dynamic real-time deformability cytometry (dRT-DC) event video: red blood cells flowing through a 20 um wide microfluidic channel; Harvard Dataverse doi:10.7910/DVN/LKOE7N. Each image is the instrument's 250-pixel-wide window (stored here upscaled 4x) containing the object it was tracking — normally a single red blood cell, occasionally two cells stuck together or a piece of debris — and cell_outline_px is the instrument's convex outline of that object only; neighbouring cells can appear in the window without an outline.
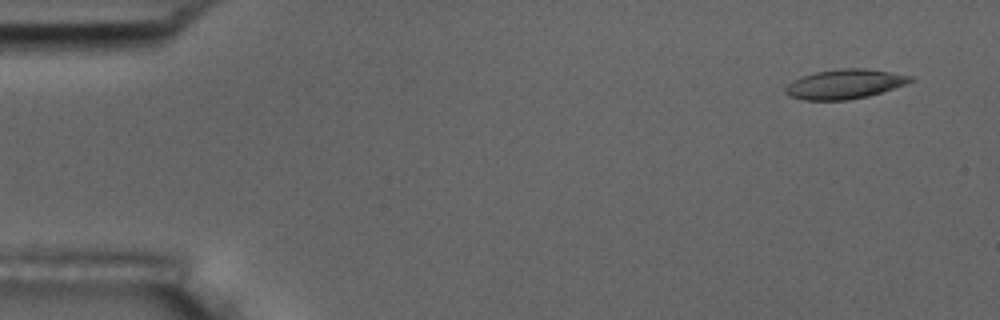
{"species": "common noctule bat (a hibernating species)", "species_latin": "Nyctalus noctula", "temperature_condition": "room temperature", "stored_images_in_passage": 6, "camera_frame_rate_fps": 3000, "um_per_image_px": 0.085, "animal": {"sex": "male", "body_mass_g": 17.5, "forearm_length_mm": 52.3}, "frame": {"image": 1, "passage_image": 1, "time_ms": 0.0, "image_size_px": [1000, 320], "cell_outline_px": [[916, 80], [868, 96], [848, 100], [804, 100], [788, 96], [784, 92], [784, 88], [792, 80], [800, 76], [816, 72], [840, 68], [868, 68], [912, 76]], "centroid_in_image_um": [71.75, 7.14], "position_along_channel_um": 13.3, "area_um2": 21.56}}
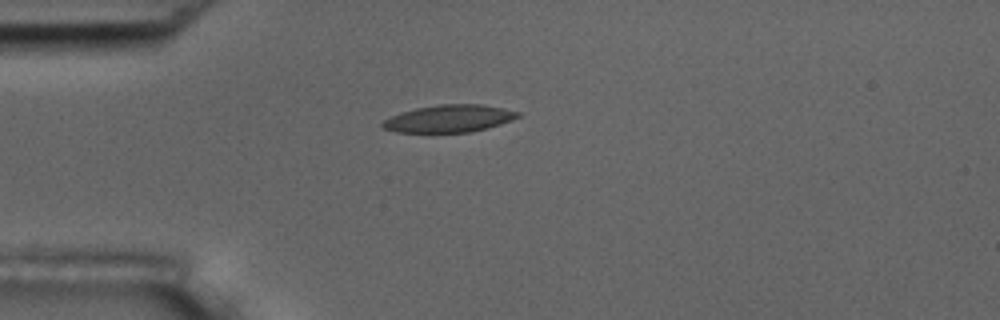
{"frame": {"image": 2, "passage_image": 4, "time_ms": 3.667, "image_size_px": [1000, 320], "cell_outline_px": [[520, 116], [512, 120], [488, 128], [468, 132], [396, 132], [384, 128], [380, 124], [384, 120], [392, 116], [416, 108], [440, 104], [480, 104], [504, 108], [520, 112]], "centroid_in_image_um": [38.21, 10.07], "position_along_channel_um": 46.8, "area_um2": 21.39}}